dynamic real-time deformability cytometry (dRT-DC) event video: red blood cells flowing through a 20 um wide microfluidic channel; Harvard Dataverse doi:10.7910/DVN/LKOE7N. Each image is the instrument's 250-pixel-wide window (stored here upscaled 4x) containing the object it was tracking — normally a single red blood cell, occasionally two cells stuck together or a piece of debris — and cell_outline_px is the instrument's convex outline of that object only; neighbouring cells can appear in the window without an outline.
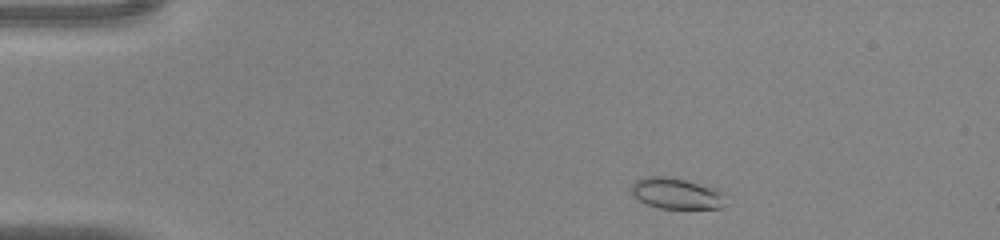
{"species": "common noctule bat (a hibernating species)", "species_latin": "Nyctalus noctula", "temperature_condition": "warm", "stored_images_in_passage": 41, "camera_frame_rate_fps": 3000, "um_per_image_px": 0.085, "animal": {"sex": "male", "body_mass_g": 20.0, "forearm_length_mm": 53.3}, "frame": {"image": 1, "passage_image": 3, "time_ms": 0.667, "image_size_px": [1000, 240], "cell_outline_px": [[724, 208], [660, 208], [648, 204], [640, 200], [632, 192], [632, 184], [636, 180], [644, 176], [668, 176], [684, 180], [720, 192]], "centroid_in_image_um": [57.4, 16.44], "position_along_channel_um": 27.6, "area_um2": 16.24}}
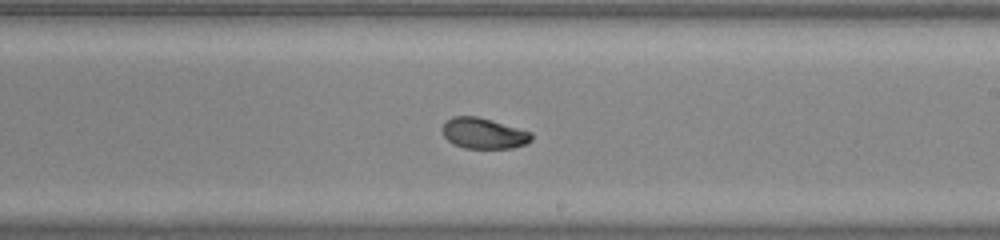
{"frame": {"image": 2, "passage_image": 23, "time_ms": 7.333, "image_size_px": [1000, 240], "cell_outline_px": [[532, 140], [524, 144], [512, 148], [464, 148], [452, 144], [444, 136], [440, 128], [452, 116], [476, 116], [492, 120], [532, 132]], "centroid_in_image_um": [41.09, 11.33], "position_along_channel_um": 247.9, "area_um2": 16.01}}
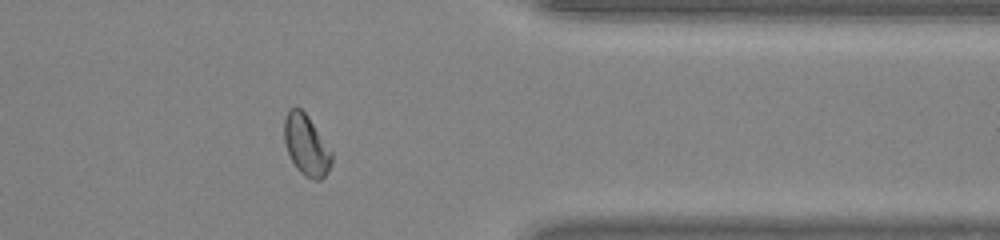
{"frame": {"image": 3, "passage_image": 33, "time_ms": 10.667, "image_size_px": [1000, 240], "cell_outline_px": [[332, 164], [328, 172], [320, 180], [312, 180], [304, 176], [296, 168], [288, 152], [284, 140], [284, 116], [288, 108], [300, 108], [308, 116], [332, 152]], "centroid_in_image_um": [26.03, 12.35], "position_along_channel_um": 385.4, "area_um2": 16.82}}